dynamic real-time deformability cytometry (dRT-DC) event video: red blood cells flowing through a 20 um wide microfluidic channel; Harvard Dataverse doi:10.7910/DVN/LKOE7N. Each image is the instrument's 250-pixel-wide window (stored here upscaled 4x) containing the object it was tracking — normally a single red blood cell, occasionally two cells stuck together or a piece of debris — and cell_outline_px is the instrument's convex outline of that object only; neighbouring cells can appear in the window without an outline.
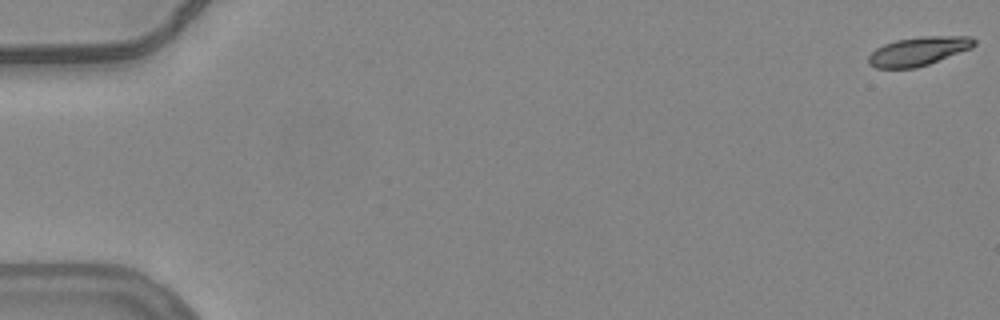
{"species": "common noctule bat (a hibernating species)", "species_latin": "Nyctalus noctula", "temperature_condition": "warm", "stored_images_in_passage": 9, "camera_frame_rate_fps": 3000, "um_per_image_px": 0.085, "animal": {"sex": "female", "body_mass_g": 24.6, "forearm_length_mm": 56.2}, "frame": {"image": 1, "passage_image": 1, "time_ms": 0.0, "image_size_px": [1000, 320], "cell_outline_px": [[976, 44], [972, 48], [928, 64], [916, 68], [876, 68], [868, 64], [868, 56], [876, 48], [884, 44], [896, 40], [924, 36], [972, 36], [976, 40]], "centroid_in_image_um": [78.08, 4.35], "position_along_channel_um": 6.9, "area_um2": 17.74}}